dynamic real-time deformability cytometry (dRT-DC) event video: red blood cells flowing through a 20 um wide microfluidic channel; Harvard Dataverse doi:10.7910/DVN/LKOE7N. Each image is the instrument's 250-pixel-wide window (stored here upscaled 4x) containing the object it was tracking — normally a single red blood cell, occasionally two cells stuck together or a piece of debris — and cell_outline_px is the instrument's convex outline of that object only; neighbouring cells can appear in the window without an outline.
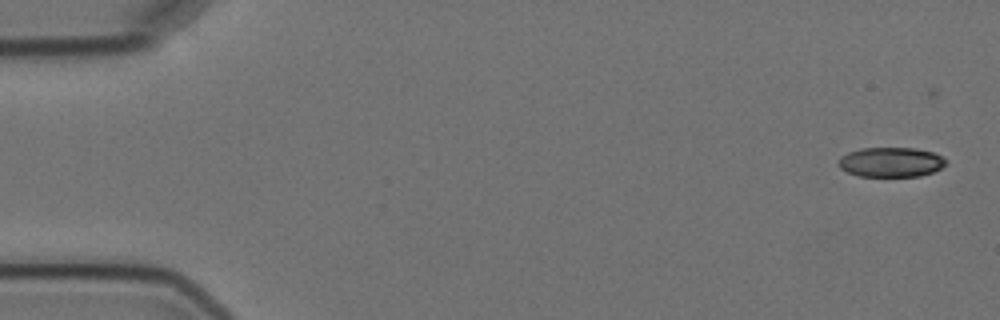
{"species": "Egyptian fruit bat (a non-hibernating species)", "species_latin": "Rousettus aegyptiacus", "temperature_condition": "cold", "stored_images_in_passage": 5, "camera_frame_rate_fps": 3000, "um_per_image_px": 0.085, "animal": {"sex": "female"}, "frame": {"image": 1, "passage_image": 1, "time_ms": 0.0, "image_size_px": [1000, 320], "cell_outline_px": [[948, 160], [940, 168], [932, 172], [920, 176], [860, 176], [848, 172], [840, 168], [840, 156], [848, 152], [860, 148], [916, 148], [932, 152], [944, 156]], "centroid_in_image_um": [75.75, 13.77], "position_along_channel_um": 9.2, "area_um2": 18.55}}
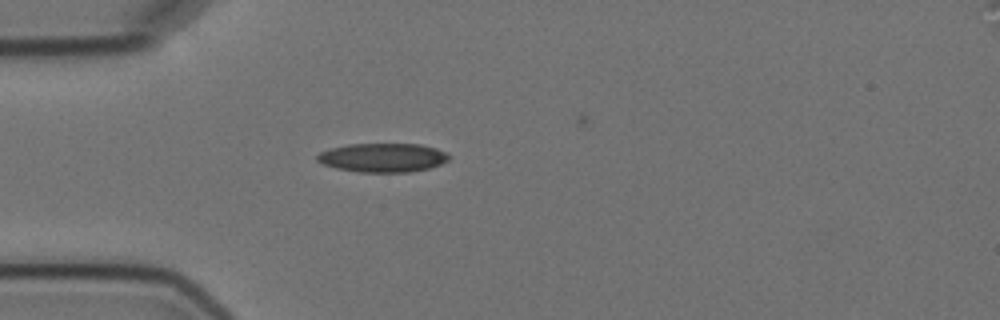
{"frame": {"image": 2, "passage_image": 5, "time_ms": 4.667, "image_size_px": [1000, 320], "cell_outline_px": [[448, 160], [440, 164], [428, 168], [408, 172], [360, 172], [336, 168], [324, 164], [316, 160], [316, 156], [320, 152], [332, 148], [348, 144], [420, 144], [436, 148], [448, 152]], "centroid_in_image_um": [32.54, 13.39], "position_along_channel_um": 52.5, "area_um2": 22.08}}